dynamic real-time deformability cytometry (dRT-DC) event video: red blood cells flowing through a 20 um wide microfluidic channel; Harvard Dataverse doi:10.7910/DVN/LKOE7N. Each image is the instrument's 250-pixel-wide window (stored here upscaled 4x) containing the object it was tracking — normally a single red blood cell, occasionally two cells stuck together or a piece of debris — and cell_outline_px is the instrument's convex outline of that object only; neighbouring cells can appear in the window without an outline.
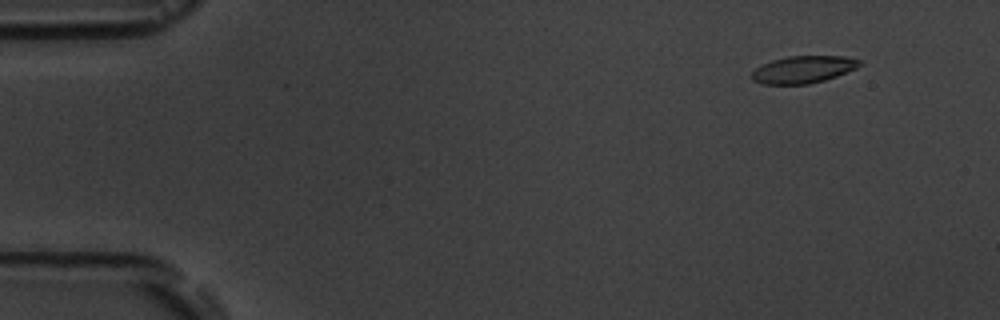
{"species": "common noctule bat (a hibernating species)", "species_latin": "Nyctalus noctula", "temperature_condition": "room temperature", "stored_images_in_passage": 8, "camera_frame_rate_fps": 3000, "um_per_image_px": 0.085, "animal": {"sex": "male", "body_mass_g": 19.5, "forearm_length_mm": 54.6}, "frame": {"image": 1, "passage_image": 2, "time_ms": 1.0, "image_size_px": [1000, 320], "cell_outline_px": [[864, 64], [856, 68], [836, 76], [824, 80], [808, 84], [764, 84], [752, 80], [752, 72], [756, 68], [772, 60], [788, 56], [844, 56], [864, 60]], "centroid_in_image_um": [68.33, 5.89], "position_along_channel_um": 16.7, "area_um2": 17.11}}
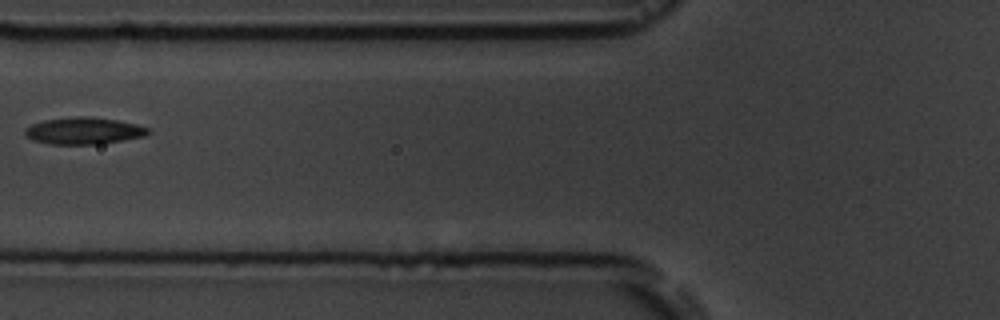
{"frame": {"image": 2, "passage_image": 7, "time_ms": 6.667, "image_size_px": [1000, 320], "cell_outline_px": [[152, 132], [144, 136], [100, 144], [52, 144], [32, 140], [24, 132], [24, 128], [32, 124], [44, 120], [76, 116], [88, 116], [116, 120], [136, 124], [148, 128]], "centroid_in_image_um": [7.12, 11.11], "position_along_channel_um": 118.7, "area_um2": 19.19}}
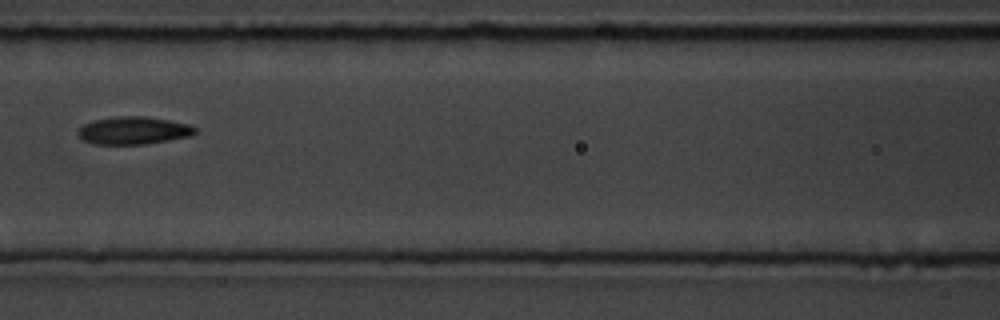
{"frame": {"image": 3, "passage_image": 8, "time_ms": 7.667, "image_size_px": [1000, 320], "cell_outline_px": [[200, 128], [192, 136], [144, 144], [96, 144], [84, 140], [76, 132], [84, 124], [96, 120], [120, 116], [144, 116], [168, 120], [188, 124]], "centroid_in_image_um": [11.4, 11.09], "position_along_channel_um": 155.2, "area_um2": 18.73}}